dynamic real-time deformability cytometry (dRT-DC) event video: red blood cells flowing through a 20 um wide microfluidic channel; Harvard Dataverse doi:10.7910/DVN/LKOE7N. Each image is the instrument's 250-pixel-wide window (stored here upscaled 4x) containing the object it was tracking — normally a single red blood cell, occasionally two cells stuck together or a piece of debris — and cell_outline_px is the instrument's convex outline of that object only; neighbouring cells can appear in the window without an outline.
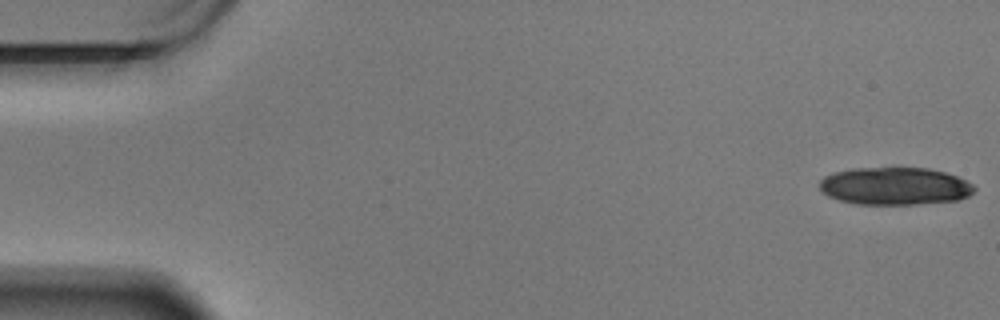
{"species": "Egyptian fruit bat (a non-hibernating species)", "species_latin": "Rousettus aegyptiacus", "temperature_condition": "warm", "stored_images_in_passage": 17, "camera_frame_rate_fps": 3000, "um_per_image_px": 0.085, "animal": {"sex": "male"}, "frame": {"image": 1, "passage_image": 1, "time_ms": 0.0, "image_size_px": [1000, 320], "cell_outline_px": [[976, 188], [968, 196], [956, 200], [912, 204], [856, 204], [840, 200], [828, 196], [820, 188], [820, 180], [824, 176], [832, 172], [852, 168], [892, 164], [928, 168], [944, 172], [956, 176], [972, 184]], "centroid_in_image_um": [76.01, 15.76], "position_along_channel_um": 9.0, "area_um2": 34.8}}